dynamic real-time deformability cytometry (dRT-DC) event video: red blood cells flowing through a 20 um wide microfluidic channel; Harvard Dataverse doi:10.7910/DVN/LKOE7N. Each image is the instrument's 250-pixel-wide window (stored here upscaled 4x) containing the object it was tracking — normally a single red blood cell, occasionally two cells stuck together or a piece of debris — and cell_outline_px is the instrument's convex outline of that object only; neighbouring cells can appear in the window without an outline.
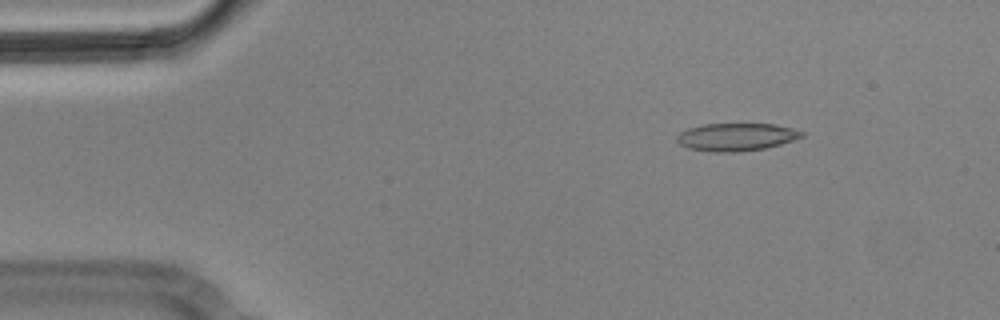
{"species": "Egyptian fruit bat (a non-hibernating species)", "species_latin": "Rousettus aegyptiacus", "temperature_condition": "cold", "stored_images_in_passage": 9, "camera_frame_rate_fps": 3000, "um_per_image_px": 0.085, "animal": {"sex": "male"}, "frame": {"image": 1, "passage_image": 2, "time_ms": 0.333, "image_size_px": [1000, 320], "cell_outline_px": [[804, 136], [780, 144], [764, 148], [736, 152], [712, 152], [688, 148], [680, 144], [676, 140], [676, 136], [680, 132], [688, 128], [704, 124], [776, 124], [792, 128], [804, 132]], "centroid_in_image_um": [62.56, 11.64], "position_along_channel_um": 22.4, "area_um2": 20.11}}
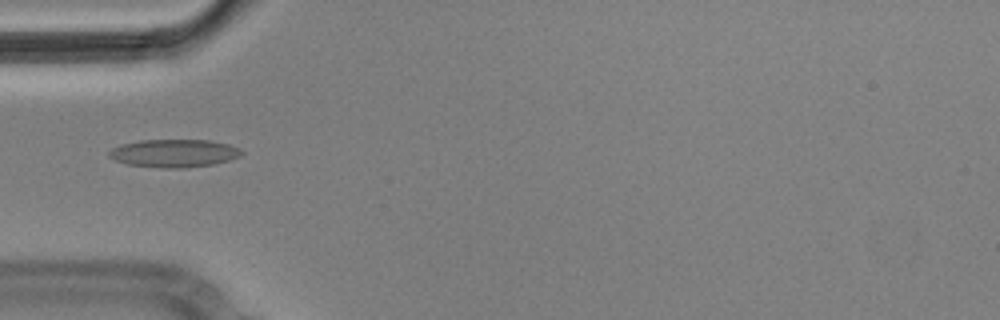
{"frame": {"image": 2, "passage_image": 4, "time_ms": 1.0, "image_size_px": [1000, 320], "cell_outline_px": [[244, 152], [240, 156], [228, 160], [212, 164], [184, 168], [164, 168], [128, 164], [116, 160], [108, 156], [108, 152], [112, 148], [120, 144], [140, 140], [208, 140], [228, 144], [240, 148]], "centroid_in_image_um": [14.79, 13.02], "position_along_channel_um": 70.2, "area_um2": 21.5}}
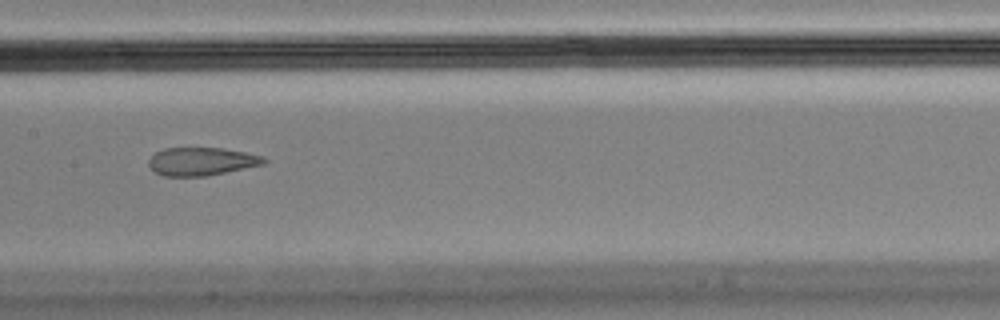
{"frame": {"image": 3, "passage_image": 7, "time_ms": 2.0, "image_size_px": [1000, 320], "cell_outline_px": [[268, 160], [264, 164], [208, 176], [164, 176], [156, 172], [148, 164], [148, 160], [156, 152], [164, 148], [220, 148], [244, 152], [264, 156]], "centroid_in_image_um": [17.15, 13.72], "position_along_channel_um": 190.3, "area_um2": 18.79}}